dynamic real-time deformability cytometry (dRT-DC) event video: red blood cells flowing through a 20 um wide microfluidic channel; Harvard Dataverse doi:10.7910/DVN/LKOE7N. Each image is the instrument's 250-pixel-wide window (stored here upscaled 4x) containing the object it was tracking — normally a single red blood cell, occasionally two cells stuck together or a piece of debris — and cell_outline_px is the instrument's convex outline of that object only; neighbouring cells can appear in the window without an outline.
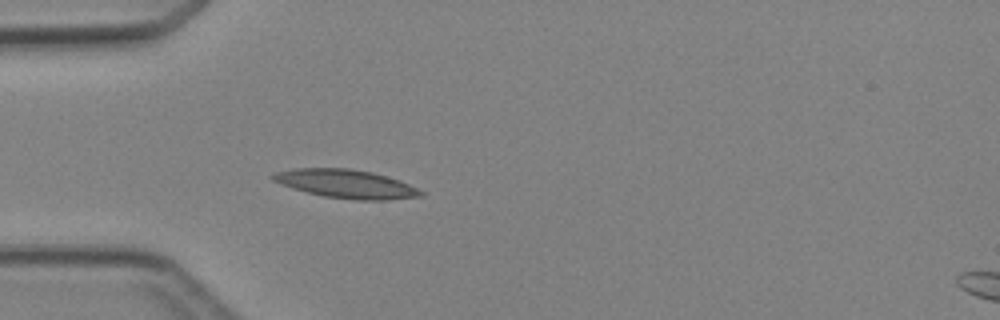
{"species": "Egyptian fruit bat (a non-hibernating species)", "species_latin": "Rousettus aegyptiacus", "temperature_condition": "cold", "stored_images_in_passage": 4, "camera_frame_rate_fps": 3000, "um_per_image_px": 0.085, "animal": {"sex": "female"}, "frame": {"image": 1, "passage_image": 4, "time_ms": 3.667, "image_size_px": [1000, 320], "cell_outline_px": [[424, 196], [388, 200], [356, 200], [324, 196], [292, 188], [280, 184], [272, 180], [268, 176], [272, 172], [292, 168], [348, 168], [372, 172], [408, 184], [424, 192]], "centroid_in_image_um": [29.34, 15.62], "position_along_channel_um": 55.7, "area_um2": 24.62}}